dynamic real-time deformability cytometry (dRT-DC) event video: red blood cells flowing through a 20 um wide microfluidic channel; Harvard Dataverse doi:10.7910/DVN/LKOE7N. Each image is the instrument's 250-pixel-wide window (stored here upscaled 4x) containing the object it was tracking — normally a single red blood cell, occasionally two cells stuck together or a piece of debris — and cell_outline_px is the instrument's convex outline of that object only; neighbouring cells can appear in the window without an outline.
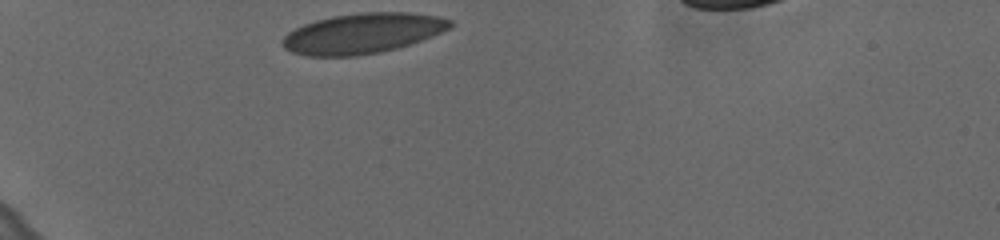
{"species": "human", "species_latin": "Homo sapiens", "temperature_condition": "cold", "stored_images_in_passage": 32, "camera_frame_rate_fps": 3000, "um_per_image_px": 0.085, "donor": {"sex": "female"}, "frame": {"image": 1, "passage_image": 1, "time_ms": 0.0, "image_size_px": [1000, 240], "cell_outline_px": [[452, 28], [432, 36], [396, 48], [380, 52], [356, 56], [308, 56], [292, 52], [284, 48], [280, 44], [280, 40], [288, 32], [304, 24], [316, 20], [332, 16], [360, 12], [412, 12], [440, 16], [452, 20]], "centroid_in_image_um": [30.82, 2.83], "position_along_channel_um": 54.2, "area_um2": 39.54}}
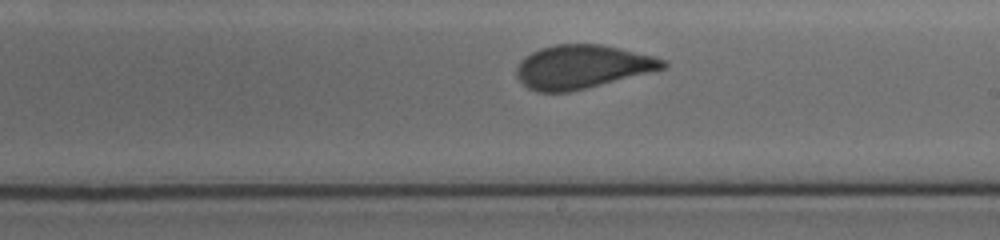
{"frame": {"image": 2, "passage_image": 19, "time_ms": 6.0, "image_size_px": [1000, 240], "cell_outline_px": [[668, 68], [568, 92], [540, 92], [528, 88], [516, 76], [516, 68], [520, 60], [524, 56], [540, 48], [556, 44], [600, 44], [652, 56], [664, 60], [668, 64]], "centroid_in_image_um": [49.46, 5.67], "position_along_channel_um": 239.5, "area_um2": 36.88}}
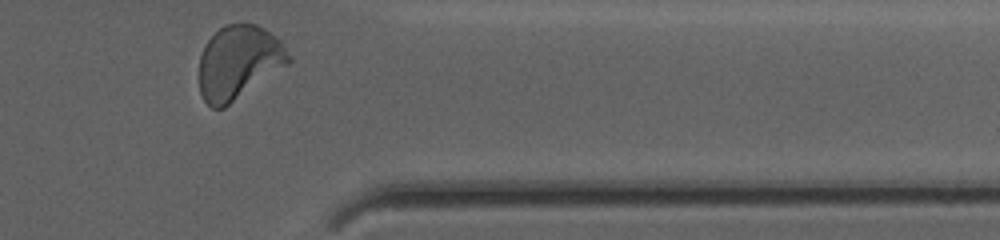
{"frame": {"image": 3, "passage_image": 32, "time_ms": 10.333, "image_size_px": [1000, 240], "cell_outline_px": [[292, 60], [288, 64], [224, 108], [212, 108], [204, 100], [200, 92], [200, 56], [204, 44], [224, 24], [256, 24], [264, 28], [276, 36], [280, 40], [292, 56]], "centroid_in_image_um": [20.3, 5.29], "position_along_channel_um": 391.1, "area_um2": 38.26}, "authors_computed_cell_mechanics": {"area_um2": 37.6856, "velocity_mm_per_s": 3.6031, "shape_relaxation_time_tau1_ms": 8.8798, "shape_relaxation_time_tau2_ms": null, "deformation_change_tau1": 0.1872, "deformation_change_tau2": null}}